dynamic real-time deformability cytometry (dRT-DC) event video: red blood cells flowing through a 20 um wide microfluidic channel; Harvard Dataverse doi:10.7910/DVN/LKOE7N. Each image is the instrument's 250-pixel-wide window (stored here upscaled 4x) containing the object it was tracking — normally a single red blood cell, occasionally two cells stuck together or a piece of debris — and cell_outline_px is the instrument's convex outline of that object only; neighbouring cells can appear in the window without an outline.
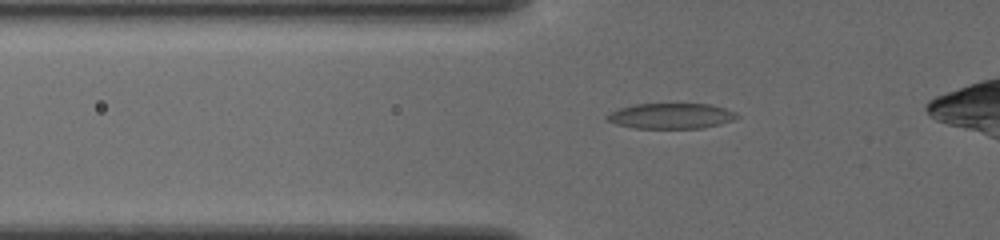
{"species": "common noctule bat (a hibernating species)", "species_latin": "Nyctalus noctula", "temperature_condition": "cold", "stored_images_in_passage": 42, "camera_frame_rate_fps": 3000, "um_per_image_px": 0.085, "animal": {"sex": "female", "body_mass_g": 19.5, "forearm_length_mm": 54.1}, "frame": {"image": 1, "passage_image": 10, "time_ms": 3.0, "image_size_px": [1000, 240], "cell_outline_px": [[740, 116], [732, 120], [720, 124], [704, 128], [636, 128], [616, 124], [608, 120], [604, 116], [620, 108], [636, 104], [708, 104], [724, 108], [736, 112]], "centroid_in_image_um": [57.06, 9.86], "position_along_channel_um": 68.7, "area_um2": 19.13}}
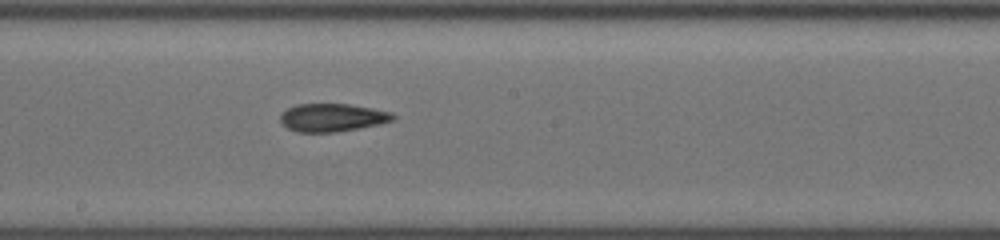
{"frame": {"image": 2, "passage_image": 22, "time_ms": 7.0, "image_size_px": [1000, 240], "cell_outline_px": [[396, 116], [392, 120], [380, 124], [336, 132], [296, 132], [288, 128], [280, 120], [280, 116], [288, 108], [296, 104], [348, 104], [372, 108], [392, 112]], "centroid_in_image_um": [28.25, 9.99], "position_along_channel_um": 219.9, "area_um2": 18.26}}
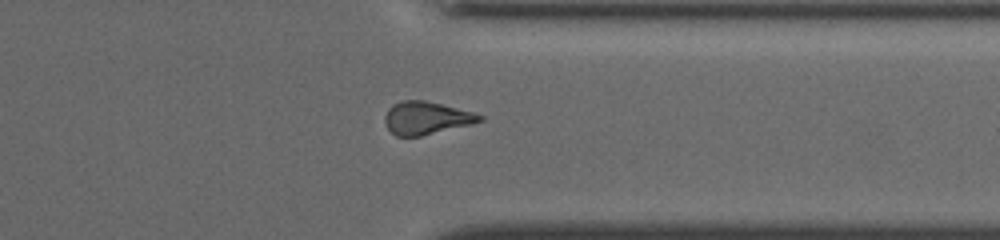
{"frame": {"image": 3, "passage_image": 34, "time_ms": 11.0, "image_size_px": [1000, 240], "cell_outline_px": [[484, 120], [472, 124], [420, 136], [396, 136], [388, 128], [384, 120], [384, 116], [388, 108], [392, 104], [404, 100], [424, 100], [472, 112], [484, 116]], "centroid_in_image_um": [36.22, 10.03], "position_along_channel_um": 375.2, "area_um2": 17.98}, "authors_computed_cell_mechanics": {"area_um2": 18.5249, "velocity_mm_per_s": 3.8835, "shape_relaxation_time_tau1_ms": null, "shape_relaxation_time_tau2_ms": 3.5942, "deformation_change_tau1": null, "deformation_change_tau2": 0.1237}}